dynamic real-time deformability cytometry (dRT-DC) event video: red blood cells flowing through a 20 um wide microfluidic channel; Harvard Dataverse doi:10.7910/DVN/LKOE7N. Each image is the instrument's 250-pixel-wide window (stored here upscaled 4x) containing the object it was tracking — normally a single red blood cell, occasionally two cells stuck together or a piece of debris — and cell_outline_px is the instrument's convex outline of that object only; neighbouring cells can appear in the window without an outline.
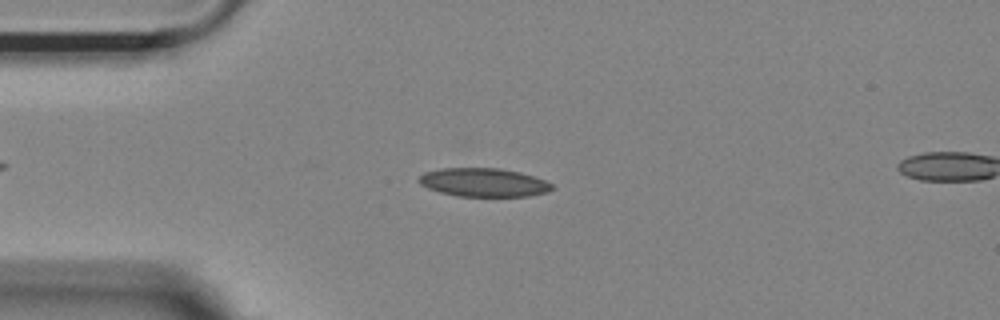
{"species": "Egyptian fruit bat (a non-hibernating species)", "species_latin": "Rousettus aegyptiacus", "temperature_condition": "room temperature", "stored_images_in_passage": 53, "camera_frame_rate_fps": 3000, "um_per_image_px": 0.085, "animal": {"sex": "female"}, "frame": {"image": 1, "passage_image": 12, "time_ms": 3.667, "image_size_px": [1000, 320], "cell_outline_px": [[556, 188], [548, 192], [528, 196], [456, 196], [440, 192], [428, 188], [420, 184], [416, 180], [424, 172], [440, 168], [500, 168], [520, 172], [544, 180], [552, 184]], "centroid_in_image_um": [41.1, 15.5], "position_along_channel_um": 43.9, "area_um2": 22.25}}
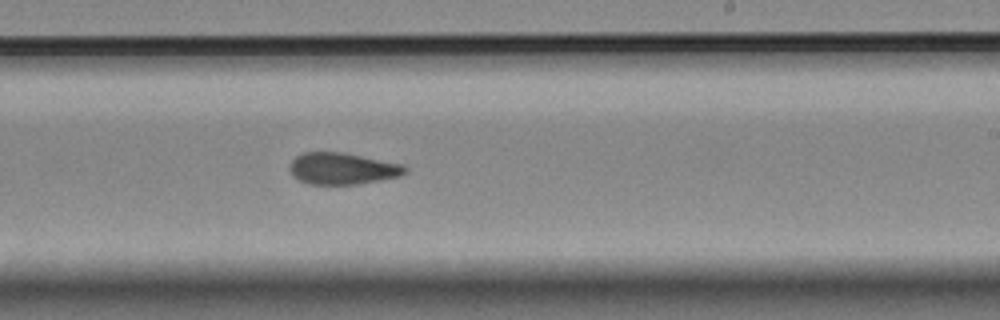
{"frame": {"image": 2, "passage_image": 31, "time_ms": 10.0, "image_size_px": [1000, 320], "cell_outline_px": [[408, 172], [400, 176], [380, 180], [356, 184], [308, 184], [300, 180], [292, 172], [292, 160], [300, 152], [340, 152], [404, 164], [408, 168]], "centroid_in_image_um": [29.17, 14.32], "position_along_channel_um": 259.8, "area_um2": 21.04}}
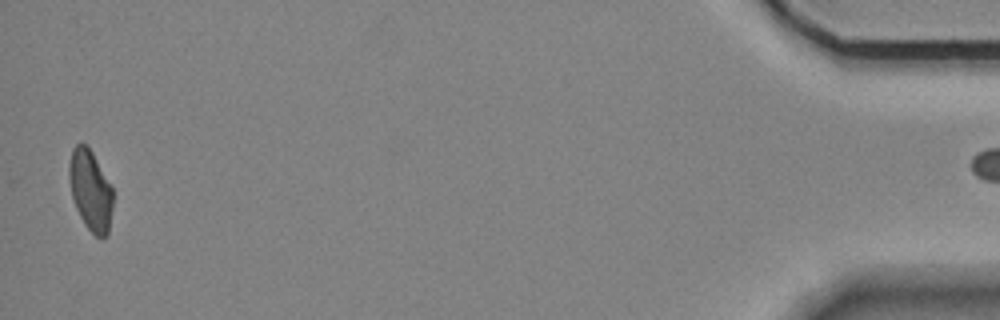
{"frame": {"image": 3, "passage_image": 52, "time_ms": 17.0, "image_size_px": [1000, 320], "cell_outline_px": [[112, 208], [108, 236], [104, 240], [96, 236], [84, 224], [76, 208], [72, 196], [68, 176], [68, 164], [72, 148], [76, 144], [88, 144], [112, 184]], "centroid_in_image_um": [7.7, 16.16], "position_along_channel_um": 427.5, "area_um2": 21.04}}